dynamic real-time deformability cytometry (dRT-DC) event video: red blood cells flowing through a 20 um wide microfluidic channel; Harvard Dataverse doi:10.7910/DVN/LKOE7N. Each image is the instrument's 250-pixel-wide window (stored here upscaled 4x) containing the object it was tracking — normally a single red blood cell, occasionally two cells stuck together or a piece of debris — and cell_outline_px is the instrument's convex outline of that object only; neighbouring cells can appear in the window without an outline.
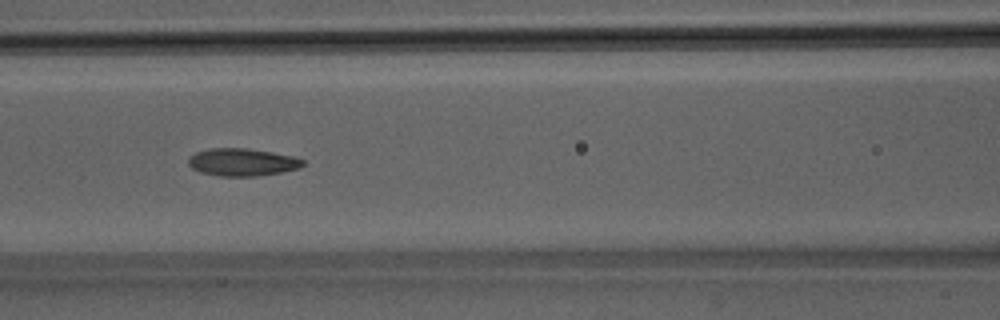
{"species": "Egyptian fruit bat (a non-hibernating species)", "species_latin": "Rousettus aegyptiacus", "temperature_condition": "room temperature", "stored_images_in_passage": 39, "camera_frame_rate_fps": 3000, "um_per_image_px": 0.085, "animal": {"sex": "male"}, "frame": {"image": 1, "passage_image": 17, "time_ms": 5.333, "image_size_px": [1000, 320], "cell_outline_px": [[304, 164], [300, 168], [280, 172], [256, 176], [220, 176], [200, 172], [192, 168], [188, 164], [188, 156], [196, 152], [208, 148], [248, 148], [272, 152], [292, 156], [304, 160]], "centroid_in_image_um": [20.56, 13.78], "position_along_channel_um": 146.0, "area_um2": 18.44}, "authors_computed_cell_mechanics": {"area_um2": 18.0336, "velocity_mm_per_s": 4.1423, "shape_relaxation_time_tau1_ms": 3.9197, "shape_relaxation_time_tau2_ms": 2.4444, "deformation_change_tau1": 0.1456, "deformation_change_tau2": 0.104}}